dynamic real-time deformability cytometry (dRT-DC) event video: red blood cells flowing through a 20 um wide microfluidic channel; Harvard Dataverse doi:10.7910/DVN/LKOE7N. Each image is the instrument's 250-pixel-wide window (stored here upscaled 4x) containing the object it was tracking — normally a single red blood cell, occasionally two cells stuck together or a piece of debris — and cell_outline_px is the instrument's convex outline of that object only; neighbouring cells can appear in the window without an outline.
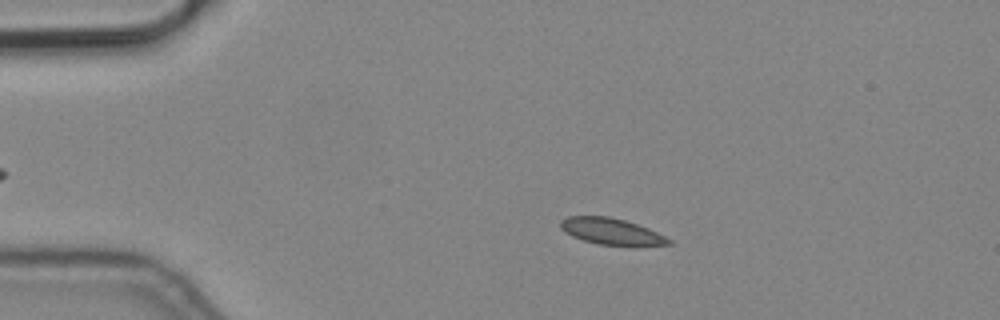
{"species": "common noctule bat (a hibernating species)", "species_latin": "Nyctalus noctula", "temperature_condition": "cold", "stored_images_in_passage": 8, "camera_frame_rate_fps": 3000, "um_per_image_px": 0.085, "animal": {"sex": "male", "body_mass_g": 19.2, "forearm_length_mm": 51.8}, "frame": {"image": 1, "passage_image": 2, "time_ms": 0.333, "image_size_px": [1000, 320], "cell_outline_px": [[672, 244], [600, 244], [584, 240], [572, 236], [564, 232], [560, 228], [560, 220], [568, 216], [608, 216], [624, 220], [648, 228], [672, 240]], "centroid_in_image_um": [51.88, 19.63], "position_along_channel_um": 33.1, "area_um2": 16.07}}
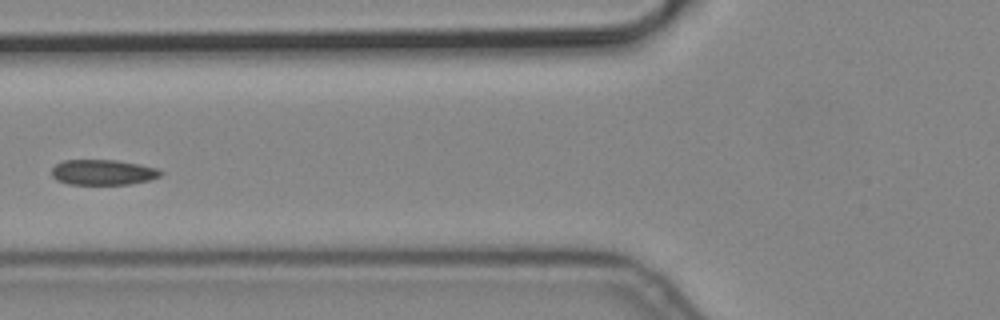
{"frame": {"image": 2, "passage_image": 5, "time_ms": 1.333, "image_size_px": [1000, 320], "cell_outline_px": [[164, 172], [160, 176], [148, 180], [128, 184], [68, 184], [56, 180], [52, 176], [52, 168], [56, 164], [64, 160], [116, 160], [140, 164], [160, 168]], "centroid_in_image_um": [8.77, 14.64], "position_along_channel_um": 117.0, "area_um2": 16.18}}
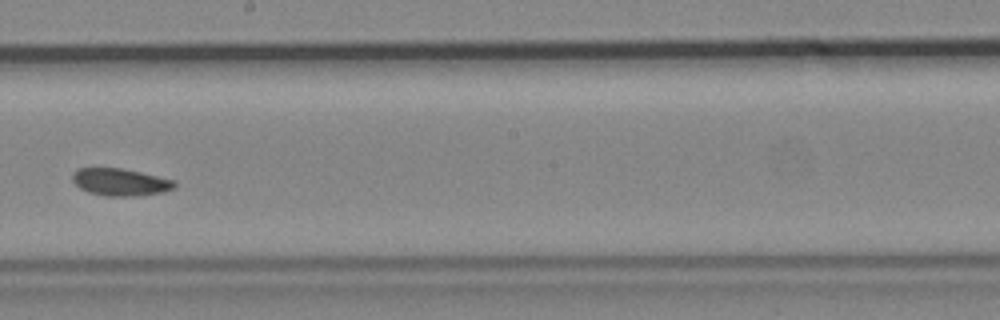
{"frame": {"image": 3, "passage_image": 8, "time_ms": 2.333, "image_size_px": [1000, 320], "cell_outline_px": [[176, 184], [172, 188], [160, 192], [132, 196], [104, 196], [88, 192], [80, 188], [72, 180], [72, 172], [80, 168], [120, 168], [140, 172], [176, 180]], "centroid_in_image_um": [10.19, 15.47], "position_along_channel_um": 238.0, "area_um2": 16.07}}